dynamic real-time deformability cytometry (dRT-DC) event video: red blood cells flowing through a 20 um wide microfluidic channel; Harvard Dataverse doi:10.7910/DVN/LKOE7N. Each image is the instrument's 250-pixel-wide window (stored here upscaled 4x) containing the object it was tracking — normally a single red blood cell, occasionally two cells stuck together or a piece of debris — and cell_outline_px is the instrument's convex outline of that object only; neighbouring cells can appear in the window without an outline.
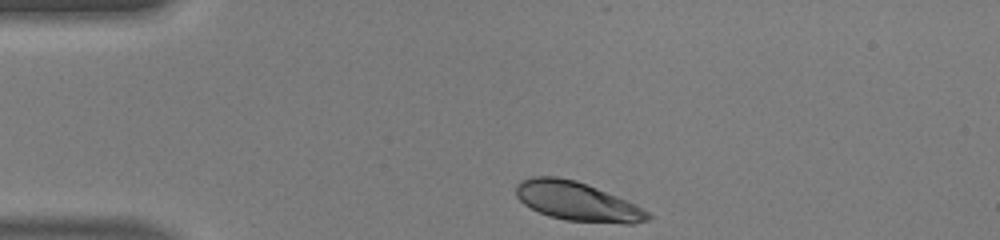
{"species": "human", "species_latin": "Homo sapiens", "temperature_condition": "warm", "stored_images_in_passage": 32, "camera_frame_rate_fps": 3000, "um_per_image_px": 0.085, "donor": {"sex": "male"}, "frame": {"image": 1, "passage_image": 1, "time_ms": 0.0, "image_size_px": [1000, 240], "cell_outline_px": [[652, 216], [648, 220], [632, 224], [624, 224], [564, 220], [548, 216], [524, 204], [516, 196], [516, 184], [520, 180], [532, 176], [556, 176], [576, 180], [616, 196], [648, 212]], "centroid_in_image_um": [49.01, 17.12], "position_along_channel_um": 36.0, "area_um2": 29.71}}
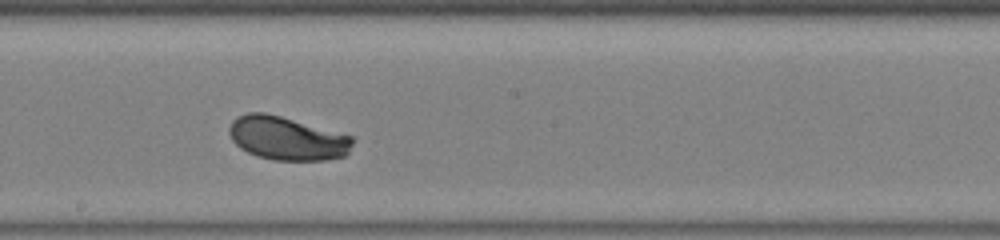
{"frame": {"image": 2, "passage_image": 18, "time_ms": 5.667, "image_size_px": [1000, 240], "cell_outline_px": [[352, 144], [348, 152], [344, 156], [328, 160], [272, 160], [256, 156], [240, 148], [232, 140], [228, 132], [228, 128], [232, 120], [236, 116], [248, 112], [264, 112], [280, 116], [352, 136]], "centroid_in_image_um": [24.35, 11.76], "position_along_channel_um": 223.9, "area_um2": 31.27}}
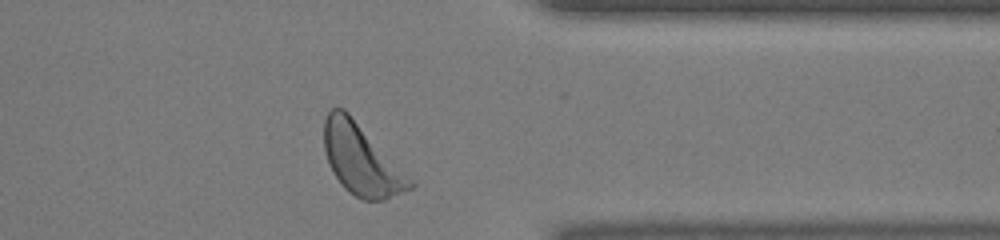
{"frame": {"image": 3, "passage_image": 30, "time_ms": 9.667, "image_size_px": [1000, 240], "cell_outline_px": [[416, 188], [384, 200], [360, 200], [348, 192], [344, 188], [332, 172], [324, 152], [324, 120], [328, 112], [332, 108], [344, 108], [348, 112], [416, 184]], "centroid_in_image_um": [30.71, 13.61], "position_along_channel_um": 380.7, "area_um2": 35.2}, "authors_computed_cell_mechanics": {"area_um2": 31.1253, "velocity_mm_per_s": 4.1254, "shape_relaxation_time_tau1_ms": 1.4898, "shape_relaxation_time_tau2_ms": null, "deformation_change_tau1": 0.1489, "deformation_change_tau2": null}}